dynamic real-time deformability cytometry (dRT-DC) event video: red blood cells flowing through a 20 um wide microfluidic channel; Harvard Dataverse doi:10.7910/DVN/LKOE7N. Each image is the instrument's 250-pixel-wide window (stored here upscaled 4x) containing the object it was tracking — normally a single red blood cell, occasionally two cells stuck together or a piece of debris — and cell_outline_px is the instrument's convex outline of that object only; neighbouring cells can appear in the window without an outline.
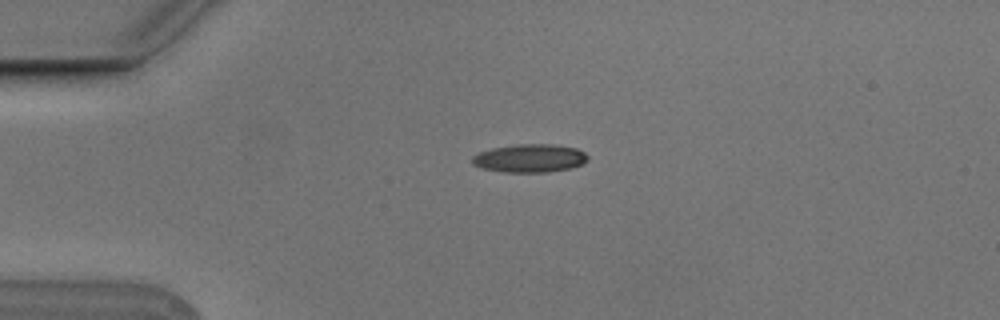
{"species": "Egyptian fruit bat (a non-hibernating species)", "species_latin": "Rousettus aegyptiacus", "temperature_condition": "cold", "stored_images_in_passage": 3, "camera_frame_rate_fps": 3000, "um_per_image_px": 0.085, "animal": {"sex": "male"}, "frame": {"image": 1, "passage_image": 1, "time_ms": 0.0, "image_size_px": [1000, 320], "cell_outline_px": [[588, 160], [580, 164], [568, 168], [548, 172], [504, 172], [484, 168], [472, 164], [472, 156], [480, 152], [492, 148], [516, 144], [556, 144], [576, 148], [584, 152], [588, 156]], "centroid_in_image_um": [45.03, 13.44], "position_along_channel_um": 40.0, "area_um2": 18.9}}